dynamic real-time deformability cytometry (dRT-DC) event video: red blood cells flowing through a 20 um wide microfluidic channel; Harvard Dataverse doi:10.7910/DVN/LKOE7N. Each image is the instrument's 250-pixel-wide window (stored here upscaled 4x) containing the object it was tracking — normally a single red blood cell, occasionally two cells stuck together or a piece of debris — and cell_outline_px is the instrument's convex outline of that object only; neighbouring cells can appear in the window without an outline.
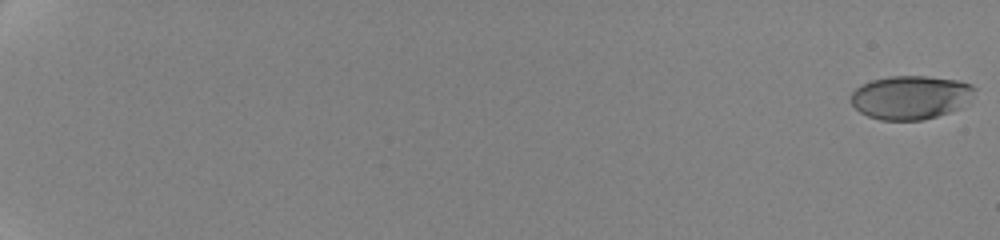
{"species": "human", "species_latin": "Homo sapiens", "temperature_condition": "cold", "stored_images_in_passage": 81, "camera_frame_rate_fps": 3000, "um_per_image_px": 0.085, "donor": {"sex": "female"}, "frame": {"image": 1, "passage_image": 1, "time_ms": 0.0, "image_size_px": [1000, 240], "cell_outline_px": [[976, 88], [960, 108], [924, 120], [880, 120], [868, 116], [860, 112], [852, 104], [852, 92], [856, 88], [872, 80], [888, 76], [928, 76], [956, 80], [972, 84]], "centroid_in_image_um": [77.38, 8.27], "position_along_channel_um": 7.6, "area_um2": 31.15}}
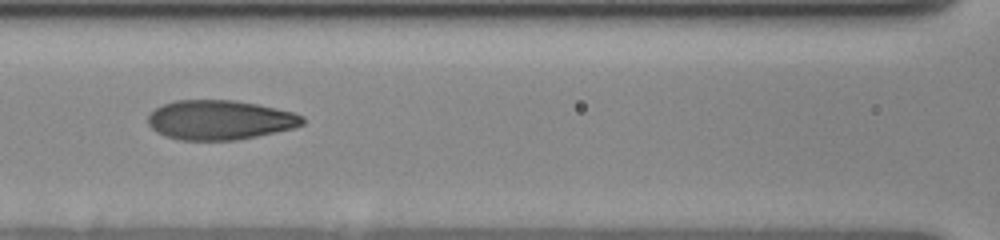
{"frame": {"image": 2, "passage_image": 55, "time_ms": 10.667, "image_size_px": [1000, 240], "cell_outline_px": [[304, 124], [292, 128], [256, 136], [236, 140], [180, 140], [164, 136], [156, 132], [148, 124], [148, 116], [156, 108], [164, 104], [176, 100], [232, 100], [256, 104], [292, 112], [304, 116]], "centroid_in_image_um": [18.66, 10.2], "position_along_channel_um": 147.9, "area_um2": 35.37}}
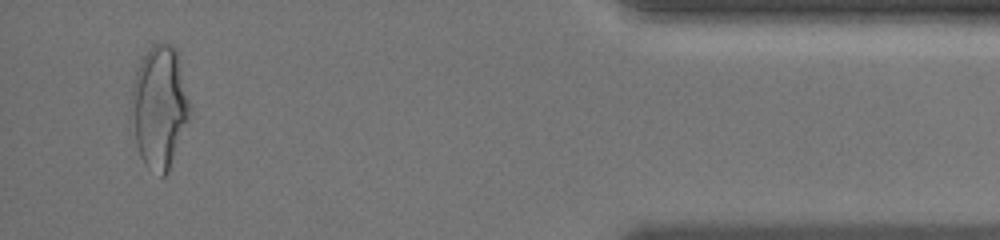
{"frame": {"image": 3, "passage_image": 80, "time_ms": 19.667, "image_size_px": [1000, 240], "cell_outline_px": [[192, 112], [168, 172], [164, 176], [160, 176], [148, 168], [144, 164], [140, 156], [136, 140], [132, 100], [132, 88], [136, 72], [148, 48], [152, 44], [172, 44], [176, 48], [192, 108]], "centroid_in_image_um": [13.6, 9.1], "position_along_channel_um": 421.6, "area_um2": 41.27}, "authors_computed_cell_mechanics": {"area_um2": 33.1194, "velocity_mm_per_s": 3.5438, "shape_relaxation_time_tau1_ms": 3.8983, "shape_relaxation_time_tau2_ms": 1.2024, "deformation_change_tau1": 0.1827, "deformation_change_tau2": 0.0656}}